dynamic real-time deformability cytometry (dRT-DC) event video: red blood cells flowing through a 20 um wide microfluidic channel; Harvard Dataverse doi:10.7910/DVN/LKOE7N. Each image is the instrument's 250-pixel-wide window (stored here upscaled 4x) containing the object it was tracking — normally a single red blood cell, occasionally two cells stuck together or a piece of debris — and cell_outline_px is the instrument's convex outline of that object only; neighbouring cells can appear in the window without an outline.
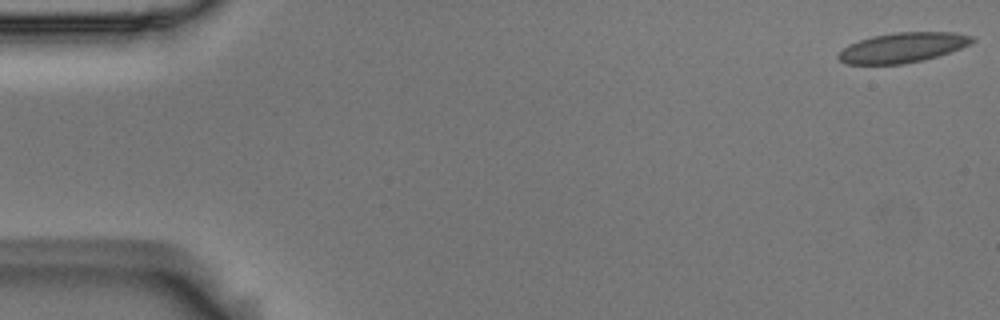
{"species": "Egyptian fruit bat (a non-hibernating species)", "species_latin": "Rousettus aegyptiacus", "temperature_condition": "room temperature", "stored_images_in_passage": 55, "camera_frame_rate_fps": 3000, "um_per_image_px": 0.085, "animal": {"sex": "male"}, "frame": {"image": 1, "passage_image": 1, "time_ms": 0.0, "image_size_px": [1000, 320], "cell_outline_px": [[976, 40], [972, 44], [924, 60], [904, 64], [844, 64], [836, 56], [848, 44], [872, 36], [896, 32], [956, 32], [976, 36]], "centroid_in_image_um": [76.76, 4.03], "position_along_channel_um": 8.2, "area_um2": 23.47}}
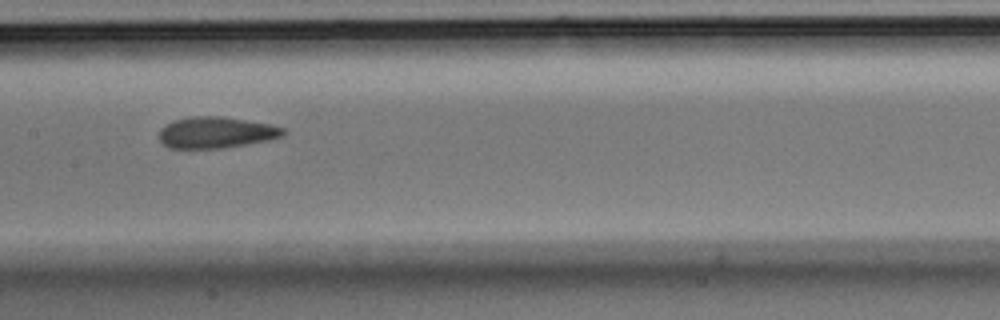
{"frame": {"image": 2, "passage_image": 27, "time_ms": 8.667, "image_size_px": [1000, 320], "cell_outline_px": [[288, 132], [284, 136], [268, 140], [224, 148], [168, 148], [160, 140], [160, 128], [172, 120], [188, 116], [220, 116], [272, 124], [284, 128]], "centroid_in_image_um": [18.39, 11.25], "position_along_channel_um": 189.0, "area_um2": 22.83}}
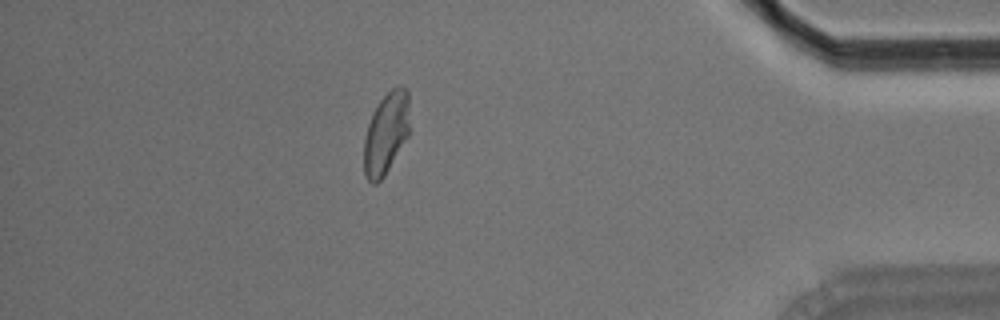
{"frame": {"image": 3, "passage_image": 48, "time_ms": 15.667, "image_size_px": [1000, 320], "cell_outline_px": [[412, 132], [384, 176], [376, 184], [372, 184], [368, 180], [364, 172], [364, 140], [368, 124], [372, 112], [380, 100], [392, 88], [408, 88]], "centroid_in_image_um": [32.87, 11.33], "position_along_channel_um": 402.3, "area_um2": 22.37}, "authors_computed_cell_mechanics": {"area_um2": 22.6576, "velocity_mm_per_s": 3.6386, "shape_relaxation_time_tau1_ms": null, "shape_relaxation_time_tau2_ms": 1.7091, "deformation_change_tau1": null, "deformation_change_tau2": 0.0671}}